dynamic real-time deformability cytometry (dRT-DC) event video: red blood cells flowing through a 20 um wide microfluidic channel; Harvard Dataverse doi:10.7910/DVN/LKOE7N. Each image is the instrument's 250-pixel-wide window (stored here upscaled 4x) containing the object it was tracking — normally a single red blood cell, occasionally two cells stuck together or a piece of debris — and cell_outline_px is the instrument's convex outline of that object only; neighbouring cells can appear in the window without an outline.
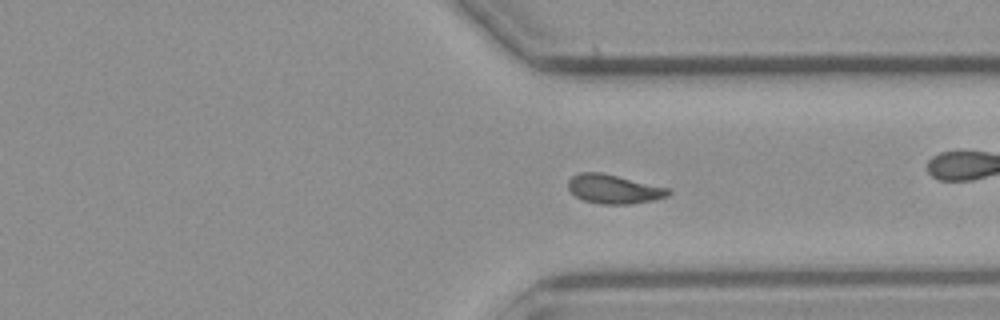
{"species": "common noctule bat (a hibernating species)", "species_latin": "Nyctalus noctula", "temperature_condition": "cold", "stored_images_in_passage": 35, "camera_frame_rate_fps": 3000, "um_per_image_px": 0.085, "animal": {"sex": "male", "body_mass_g": 23.1, "forearm_length_mm": 52.7}, "frame": {"image": 1, "passage_image": 20, "time_ms": 6.333, "image_size_px": [1000, 320], "cell_outline_px": [[672, 192], [668, 196], [656, 200], [628, 204], [600, 204], [584, 200], [576, 196], [568, 188], [568, 180], [572, 176], [580, 172], [600, 172], [672, 188]], "centroid_in_image_um": [52.23, 16.07], "position_along_channel_um": 359.2, "area_um2": 17.11}, "authors_computed_cell_mechanics": {"area_um2": 16.5308, "velocity_mm_per_s": 3.7131, "shape_relaxation_time_tau1_ms": null, "shape_relaxation_time_tau2_ms": 2.974, "deformation_change_tau1": null, "deformation_change_tau2": 0.0701}}